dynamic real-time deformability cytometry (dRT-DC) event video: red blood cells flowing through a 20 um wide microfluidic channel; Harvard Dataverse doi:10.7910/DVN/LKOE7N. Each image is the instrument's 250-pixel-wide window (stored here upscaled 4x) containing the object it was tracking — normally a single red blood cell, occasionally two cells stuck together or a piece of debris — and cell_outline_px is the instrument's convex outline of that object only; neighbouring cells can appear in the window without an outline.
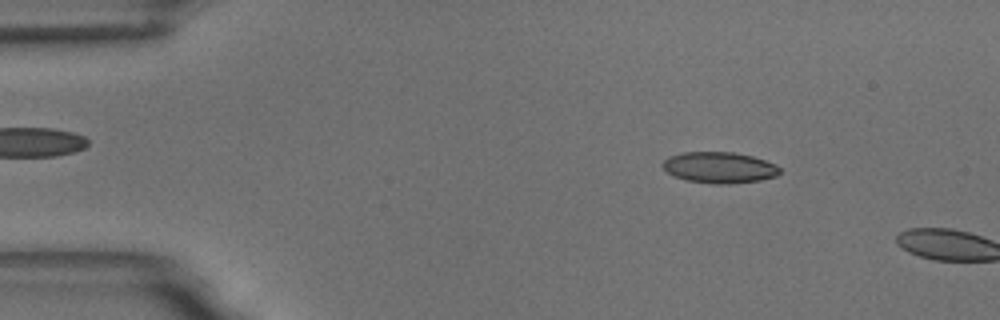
{"species": "common noctule bat (a hibernating species)", "species_latin": "Nyctalus noctula", "temperature_condition": "room temperature", "stored_images_in_passage": 9, "camera_frame_rate_fps": 3000, "um_per_image_px": 0.085, "animal": {"sex": "male", "body_mass_g": 18.8}, "frame": {"image": 1, "passage_image": 7, "time_ms": 2.0, "image_size_px": [1000, 320], "cell_outline_px": [[780, 172], [776, 176], [760, 180], [728, 184], [712, 184], [688, 180], [672, 176], [660, 164], [668, 156], [684, 152], [736, 152], [752, 156], [776, 164], [780, 168]], "centroid_in_image_um": [61.13, 14.23], "position_along_channel_um": 23.9, "area_um2": 21.33}}